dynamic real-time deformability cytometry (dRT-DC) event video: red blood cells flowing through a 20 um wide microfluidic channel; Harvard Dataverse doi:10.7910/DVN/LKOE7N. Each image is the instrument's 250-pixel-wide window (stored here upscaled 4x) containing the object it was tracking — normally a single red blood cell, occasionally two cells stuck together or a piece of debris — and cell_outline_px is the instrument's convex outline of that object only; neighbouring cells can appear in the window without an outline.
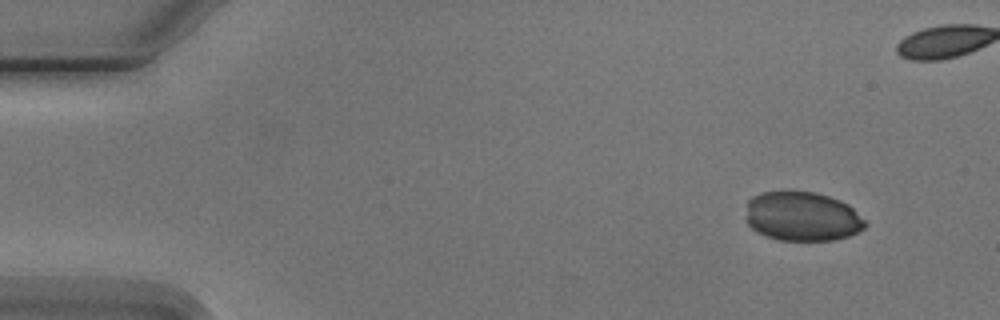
{"species": "Egyptian fruit bat (a non-hibernating species)", "species_latin": "Rousettus aegyptiacus", "temperature_condition": "cold", "stored_images_in_passage": 6, "camera_frame_rate_fps": 3000, "um_per_image_px": 0.085, "animal": {"sex": "male"}, "frame": {"image": 1, "passage_image": 1, "time_ms": 0.0, "image_size_px": [1000, 320], "cell_outline_px": [[868, 224], [860, 232], [848, 236], [832, 240], [776, 240], [764, 236], [756, 232], [748, 224], [748, 200], [752, 196], [760, 192], [784, 188], [788, 188], [816, 192], [840, 200], [848, 204]], "centroid_in_image_um": [68.17, 18.35], "position_along_channel_um": 16.8, "area_um2": 35.08}}
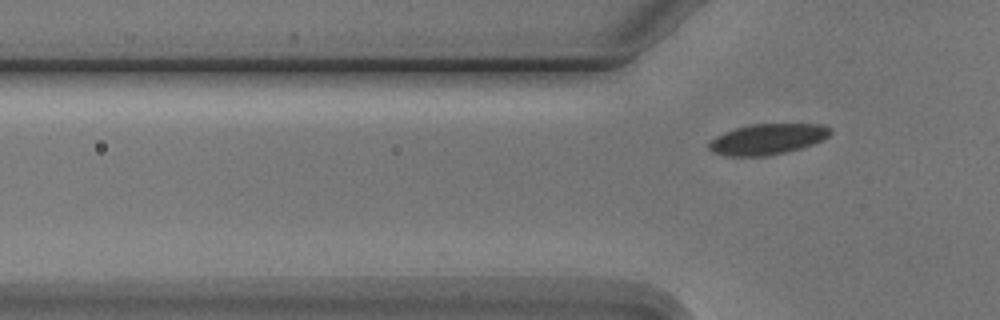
{"frame": {"image": 2, "passage_image": 6, "time_ms": 6.0, "image_size_px": [1000, 320], "cell_outline_px": [[832, 132], [824, 140], [800, 148], [768, 156], [728, 156], [712, 152], [708, 148], [708, 140], [724, 132], [736, 128], [752, 124], [824, 124], [832, 128]], "centroid_in_image_um": [65.23, 11.82], "position_along_channel_um": 60.6, "area_um2": 21.85}}